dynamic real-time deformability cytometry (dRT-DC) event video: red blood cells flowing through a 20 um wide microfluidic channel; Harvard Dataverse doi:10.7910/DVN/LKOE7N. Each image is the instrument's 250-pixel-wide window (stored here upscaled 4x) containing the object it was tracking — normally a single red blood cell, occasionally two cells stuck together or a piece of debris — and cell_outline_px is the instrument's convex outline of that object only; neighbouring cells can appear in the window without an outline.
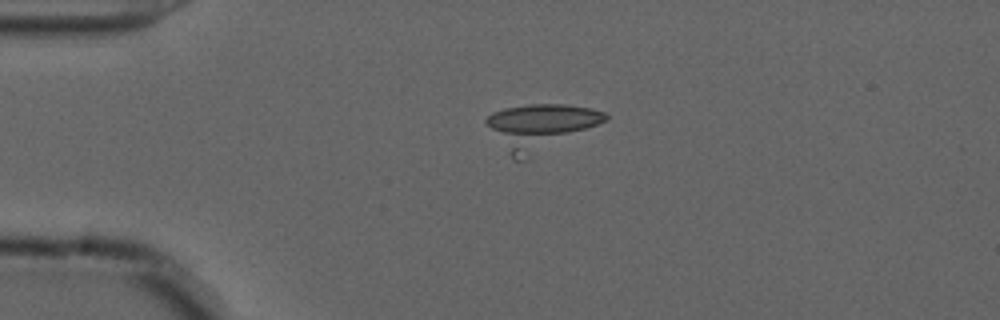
{"species": "common noctule bat (a hibernating species)", "species_latin": "Nyctalus noctula", "temperature_condition": "cold", "stored_images_in_passage": 58, "camera_frame_rate_fps": 3000, "um_per_image_px": 0.085, "animal": {"sex": "male", "forearm_length_mm": 52.5}, "frame": {"image": 1, "passage_image": 16, "time_ms": 5.0, "image_size_px": [1000, 320], "cell_outline_px": [[608, 120], [524, 160], [516, 160], [512, 156], [484, 120], [492, 112], [504, 108], [528, 104], [564, 104], [592, 108], [604, 112], [608, 116]], "centroid_in_image_um": [45.96, 10.73], "position_along_channel_um": 39.0, "area_um2": 30.75}}
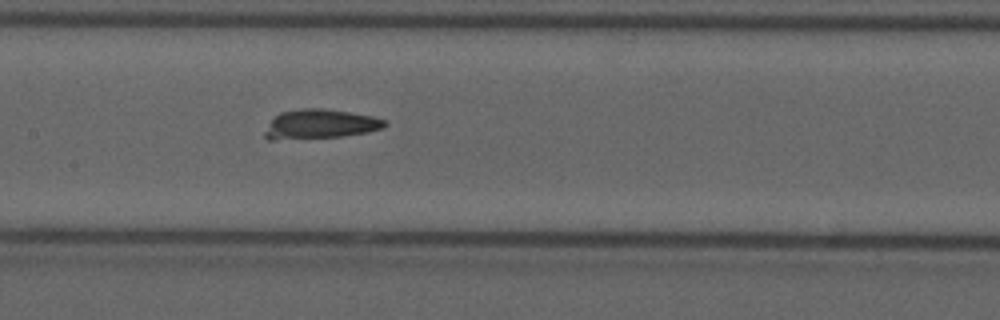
{"frame": {"image": 2, "passage_image": 30, "time_ms": 9.667, "image_size_px": [1000, 320], "cell_outline_px": [[388, 124], [384, 128], [368, 132], [344, 136], [276, 140], [268, 140], [264, 136], [264, 132], [272, 120], [280, 112], [300, 108], [320, 108], [348, 112], [372, 116], [384, 120]], "centroid_in_image_um": [27.2, 10.56], "position_along_channel_um": 180.2, "area_um2": 20.52}}
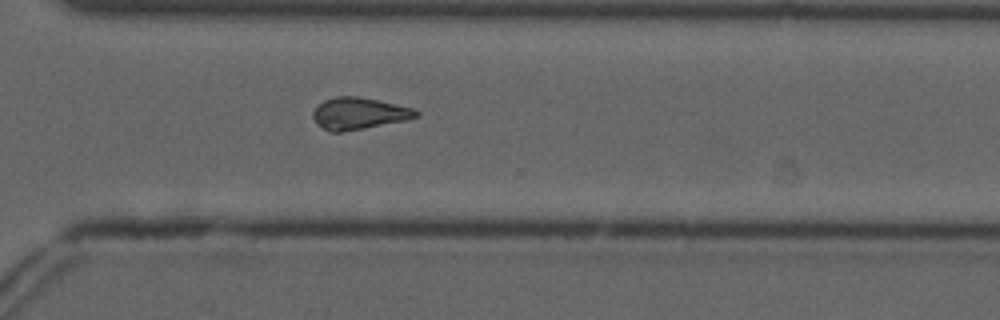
{"frame": {"image": 3, "passage_image": 43, "time_ms": 14.0, "image_size_px": [1000, 320], "cell_outline_px": [[420, 116], [408, 120], [364, 128], [340, 132], [328, 132], [316, 124], [312, 116], [312, 112], [324, 100], [336, 96], [360, 96], [416, 108], [420, 112]], "centroid_in_image_um": [30.54, 9.64], "position_along_channel_um": 340.1, "area_um2": 19.42}, "authors_computed_cell_mechanics": {"area_um2": 18.9873, "velocity_mm_per_s": 3.6978, "shape_relaxation_time_tau1_ms": null, "shape_relaxation_time_tau2_ms": 1.8536, "deformation_change_tau1": null, "deformation_change_tau2": 0.0492}}